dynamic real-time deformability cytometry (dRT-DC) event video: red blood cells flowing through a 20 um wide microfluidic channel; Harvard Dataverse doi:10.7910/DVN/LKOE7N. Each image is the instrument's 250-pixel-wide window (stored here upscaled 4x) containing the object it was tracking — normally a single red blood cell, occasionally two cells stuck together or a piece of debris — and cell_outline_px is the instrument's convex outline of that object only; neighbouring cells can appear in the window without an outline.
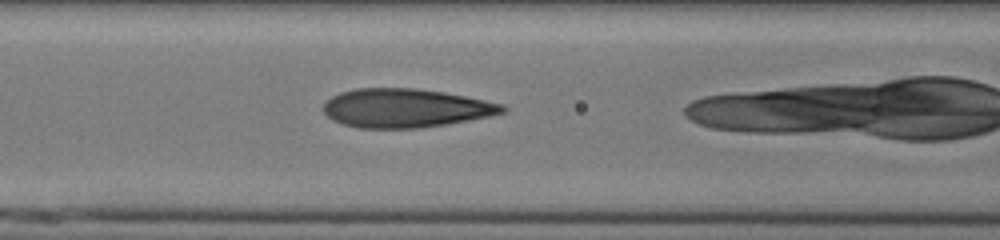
{"species": "human", "species_latin": "Homo sapiens", "temperature_condition": "cold", "stored_images_in_passage": 23, "camera_frame_rate_fps": 3000, "um_per_image_px": 0.085, "donor": {"sex": "male"}, "frame": {"image": 1, "passage_image": 4, "time_ms": 1.0, "image_size_px": [1000, 240], "cell_outline_px": [[508, 108], [504, 112], [488, 116], [444, 124], [420, 128], [360, 128], [340, 124], [332, 120], [324, 112], [324, 104], [332, 96], [340, 92], [356, 88], [412, 88], [440, 92], [464, 96], [484, 100], [500, 104]], "centroid_in_image_um": [34.4, 9.19], "position_along_channel_um": 132.2, "area_um2": 40.0}}
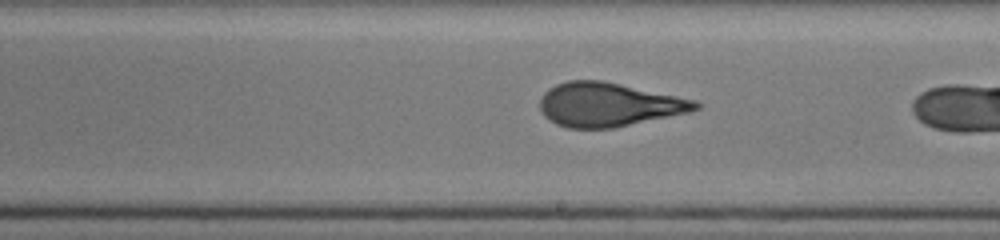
{"frame": {"image": 2, "passage_image": 12, "time_ms": 3.667, "image_size_px": [1000, 240], "cell_outline_px": [[700, 108], [688, 112], [612, 128], [568, 128], [556, 124], [544, 116], [540, 108], [540, 100], [544, 92], [548, 88], [556, 84], [568, 80], [604, 80], [696, 100], [700, 104]], "centroid_in_image_um": [51.7, 8.88], "position_along_channel_um": 237.3, "area_um2": 39.65}}
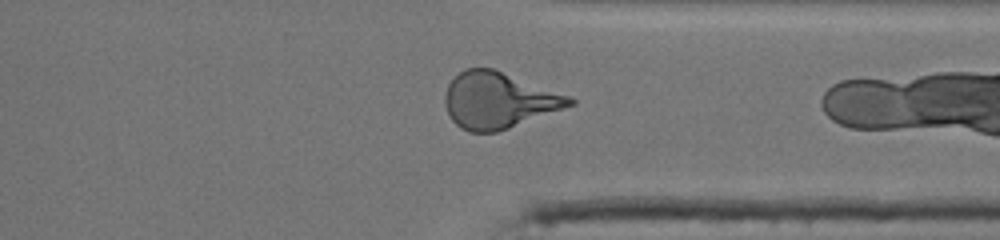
{"frame": {"image": 3, "passage_image": 22, "time_ms": 7.0, "image_size_px": [1000, 240], "cell_outline_px": [[576, 104], [508, 128], [496, 132], [468, 132], [460, 128], [452, 120], [448, 112], [444, 100], [444, 96], [448, 84], [464, 68], [492, 68], [568, 96], [576, 100]], "centroid_in_image_um": [42.34, 8.54], "position_along_channel_um": 369.1, "area_um2": 40.23}}